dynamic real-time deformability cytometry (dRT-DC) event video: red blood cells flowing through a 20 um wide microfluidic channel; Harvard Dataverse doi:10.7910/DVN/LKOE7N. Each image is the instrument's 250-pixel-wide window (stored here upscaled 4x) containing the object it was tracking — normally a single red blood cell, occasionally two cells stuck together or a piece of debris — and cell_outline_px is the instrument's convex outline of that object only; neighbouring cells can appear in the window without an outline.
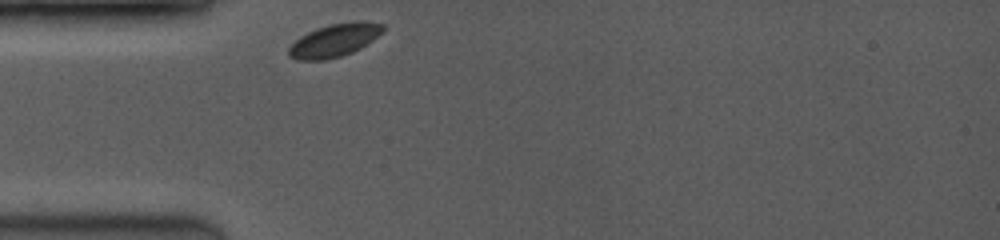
{"species": "common noctule bat (a hibernating species)", "species_latin": "Nyctalus noctula", "temperature_condition": "room temperature", "stored_images_in_passage": 34, "camera_frame_rate_fps": 3500, "um_per_image_px": 0.085, "animal": {"sex": "female", "body_mass_g": 19.0, "forearm_length_mm": 53.3}, "frame": {"image": 1, "passage_image": 1, "time_ms": 0.0, "image_size_px": [1000, 240], "cell_outline_px": [[384, 32], [360, 48], [352, 52], [340, 56], [324, 60], [296, 60], [288, 56], [288, 48], [300, 36], [316, 28], [328, 24], [352, 20], [360, 20], [384, 24]], "centroid_in_image_um": [28.43, 3.4], "position_along_channel_um": 56.6, "area_um2": 18.32}}
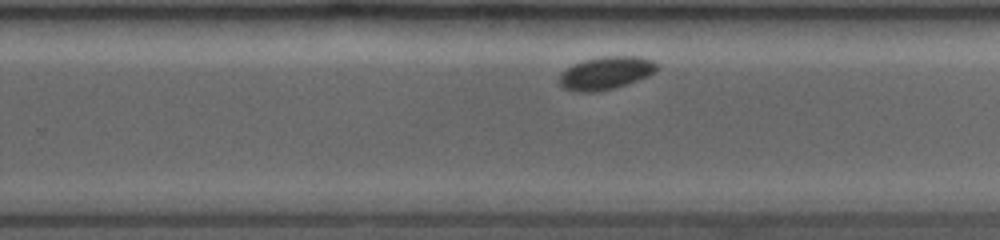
{"frame": {"image": 2, "passage_image": 22, "time_ms": 6.0, "image_size_px": [1000, 240], "cell_outline_px": [[656, 72], [648, 76], [628, 84], [596, 92], [572, 92], [560, 88], [560, 76], [572, 64], [584, 60], [604, 56], [640, 56], [652, 60], [656, 64]], "centroid_in_image_um": [51.49, 6.22], "position_along_channel_um": 278.3, "area_um2": 18.73}}
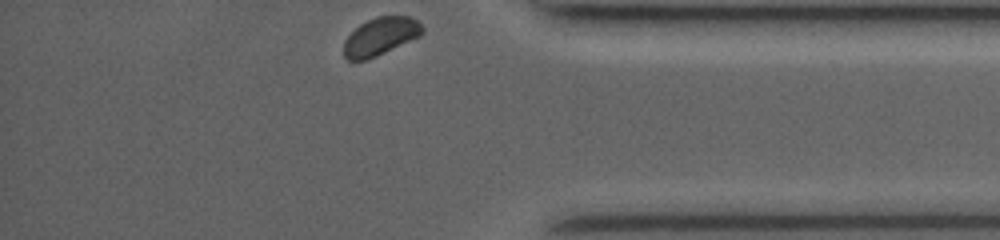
{"frame": {"image": 3, "passage_image": 34, "time_ms": 9.429, "image_size_px": [1000, 240], "cell_outline_px": [[424, 32], [420, 36], [376, 56], [364, 60], [348, 60], [344, 56], [344, 40], [360, 24], [376, 16], [408, 16], [416, 20], [424, 28]], "centroid_in_image_um": [32.34, 3.09], "position_along_channel_um": 402.9, "area_um2": 17.11}}